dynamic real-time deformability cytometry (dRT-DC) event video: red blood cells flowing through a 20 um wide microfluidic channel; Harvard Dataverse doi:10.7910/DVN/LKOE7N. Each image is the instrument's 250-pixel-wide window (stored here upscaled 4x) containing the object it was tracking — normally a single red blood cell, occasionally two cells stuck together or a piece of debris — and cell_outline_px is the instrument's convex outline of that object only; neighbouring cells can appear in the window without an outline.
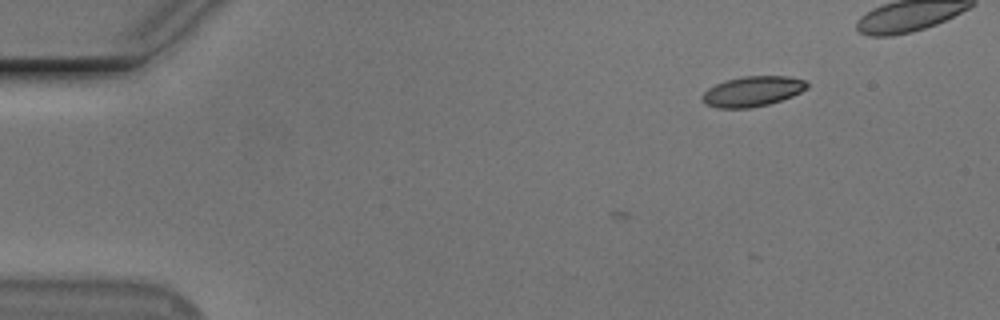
{"species": "Egyptian fruit bat (a non-hibernating species)", "species_latin": "Rousettus aegyptiacus", "temperature_condition": "cold", "stored_images_in_passage": 6, "camera_frame_rate_fps": 3000, "um_per_image_px": 0.085, "animal": {"sex": "male"}, "frame": {"image": 1, "passage_image": 1, "time_ms": 0.0, "image_size_px": [1000, 320], "cell_outline_px": [[808, 88], [792, 96], [768, 104], [748, 108], [716, 108], [704, 104], [700, 100], [700, 96], [708, 88], [724, 80], [744, 76], [788, 76], [804, 80], [808, 84]], "centroid_in_image_um": [63.91, 7.77], "position_along_channel_um": 21.1, "area_um2": 18.55}}